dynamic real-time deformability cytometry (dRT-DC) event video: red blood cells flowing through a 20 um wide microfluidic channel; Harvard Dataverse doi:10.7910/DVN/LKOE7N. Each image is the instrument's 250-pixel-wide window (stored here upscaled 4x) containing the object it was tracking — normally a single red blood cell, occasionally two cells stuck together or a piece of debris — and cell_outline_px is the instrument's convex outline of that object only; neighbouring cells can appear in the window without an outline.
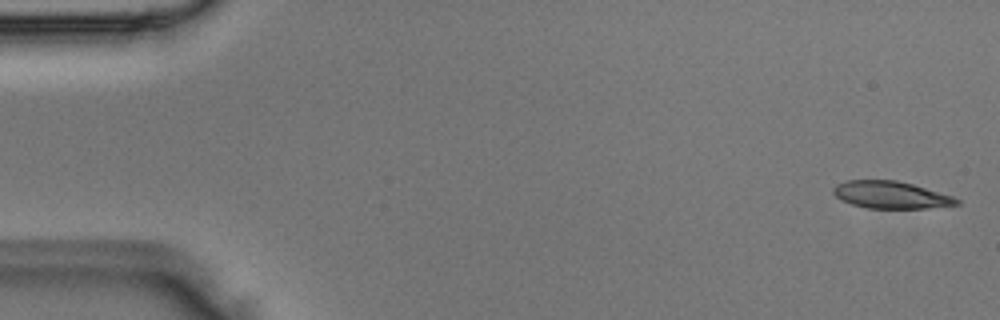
{"species": "Egyptian fruit bat (a non-hibernating species)", "species_latin": "Rousettus aegyptiacus", "temperature_condition": "room temperature", "stored_images_in_passage": 5, "camera_frame_rate_fps": 3000, "um_per_image_px": 0.085, "animal": {"sex": "male"}, "frame": {"image": 1, "passage_image": 1, "time_ms": 0.0, "image_size_px": [1000, 320], "cell_outline_px": [[960, 204], [928, 208], [868, 208], [852, 204], [836, 196], [832, 192], [832, 188], [836, 184], [844, 180], [896, 180], [912, 184], [952, 196], [960, 200]], "centroid_in_image_um": [75.7, 16.56], "position_along_channel_um": 9.3, "area_um2": 19.42}}
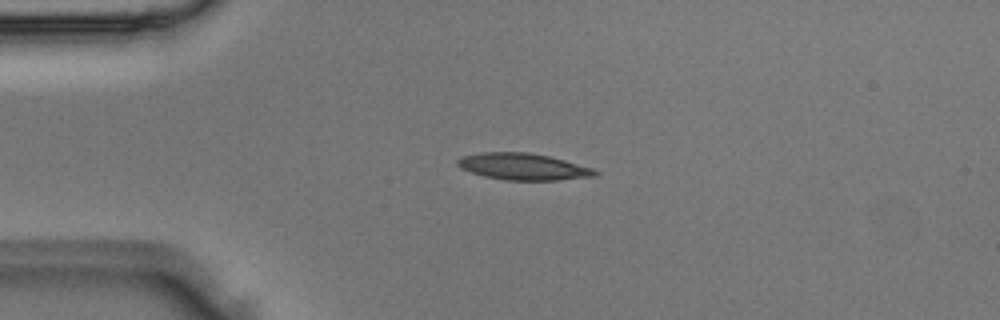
{"frame": {"image": 2, "passage_image": 4, "time_ms": 1.0, "image_size_px": [1000, 320], "cell_outline_px": [[600, 172], [596, 176], [556, 180], [504, 180], [484, 176], [460, 168], [456, 164], [456, 160], [460, 156], [480, 152], [528, 152], [548, 156], [564, 160], [592, 168]], "centroid_in_image_um": [44.43, 14.16], "position_along_channel_um": 40.6, "area_um2": 21.39}}